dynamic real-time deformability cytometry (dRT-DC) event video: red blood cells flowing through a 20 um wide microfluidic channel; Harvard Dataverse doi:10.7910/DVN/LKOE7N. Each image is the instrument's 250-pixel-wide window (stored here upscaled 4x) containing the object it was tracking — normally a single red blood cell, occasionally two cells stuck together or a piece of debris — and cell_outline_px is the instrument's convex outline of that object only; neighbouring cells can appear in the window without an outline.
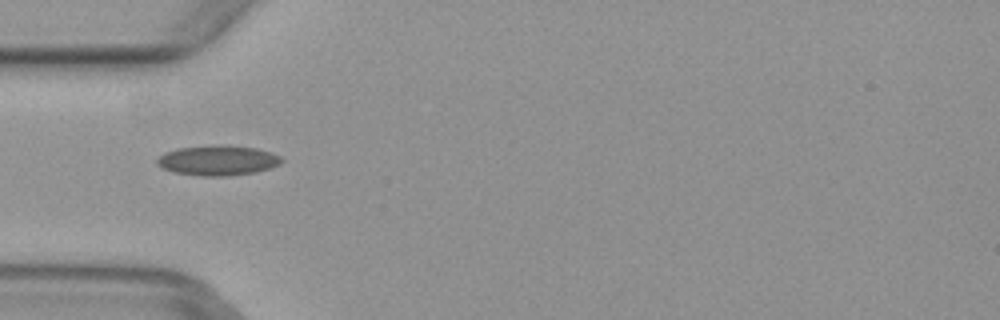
{"species": "common noctule bat (a hibernating species)", "species_latin": "Nyctalus noctula", "temperature_condition": "warm", "stored_images_in_passage": 4, "camera_frame_rate_fps": 3000, "um_per_image_px": 0.085, "animal": {"sex": "female", "body_mass_g": 29.2, "forearm_length_mm": 56.3}, "frame": {"image": 1, "passage_image": 4, "time_ms": 1.0, "image_size_px": [1000, 320], "cell_outline_px": [[284, 160], [280, 164], [256, 172], [228, 176], [200, 176], [172, 172], [160, 168], [156, 164], [156, 160], [164, 152], [176, 148], [216, 144], [256, 148], [272, 152], [280, 156]], "centroid_in_image_um": [18.47, 13.63], "position_along_channel_um": 66.5, "area_um2": 22.14}}